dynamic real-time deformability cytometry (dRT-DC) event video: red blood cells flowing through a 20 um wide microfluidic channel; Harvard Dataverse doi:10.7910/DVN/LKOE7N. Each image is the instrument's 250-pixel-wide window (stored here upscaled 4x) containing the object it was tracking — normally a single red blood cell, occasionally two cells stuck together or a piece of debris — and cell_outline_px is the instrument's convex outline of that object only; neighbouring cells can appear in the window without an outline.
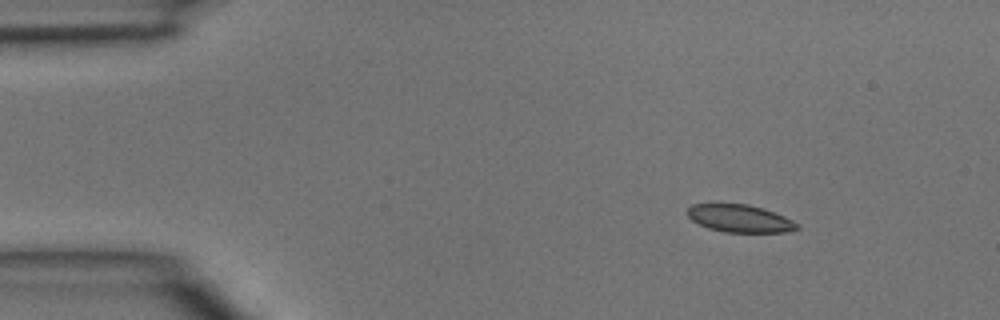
{"species": "common noctule bat (a hibernating species)", "species_latin": "Nyctalus noctula", "temperature_condition": "room temperature", "stored_images_in_passage": 41, "camera_frame_rate_fps": 3000, "um_per_image_px": 0.085, "animal": {"sex": "male", "body_mass_g": 15.6}, "frame": {"image": 1, "passage_image": 1, "time_ms": 0.0, "image_size_px": [1000, 320], "cell_outline_px": [[800, 228], [784, 232], [724, 232], [708, 228], [692, 220], [684, 212], [692, 204], [748, 204], [764, 208], [784, 216], [800, 224]], "centroid_in_image_um": [62.88, 18.57], "position_along_channel_um": 22.1, "area_um2": 17.69}}
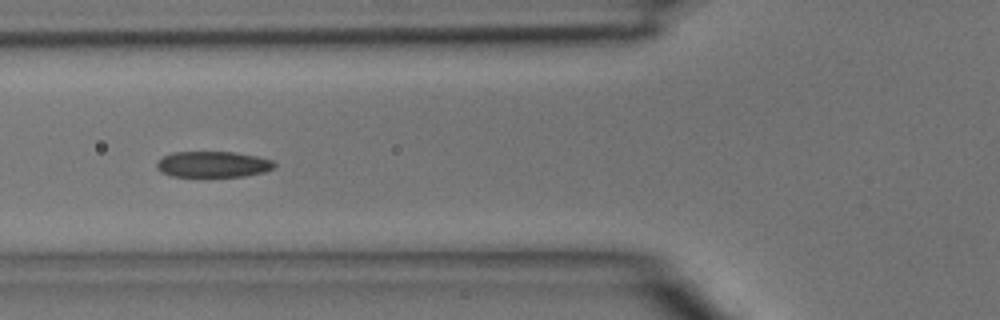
{"frame": {"image": 2, "passage_image": 12, "time_ms": 3.667, "image_size_px": [1000, 320], "cell_outline_px": [[276, 168], [264, 172], [244, 176], [172, 176], [160, 172], [156, 168], [156, 164], [164, 156], [172, 152], [236, 152], [256, 156], [272, 160], [276, 164]], "centroid_in_image_um": [18.12, 13.96], "position_along_channel_um": 107.7, "area_um2": 17.8}}
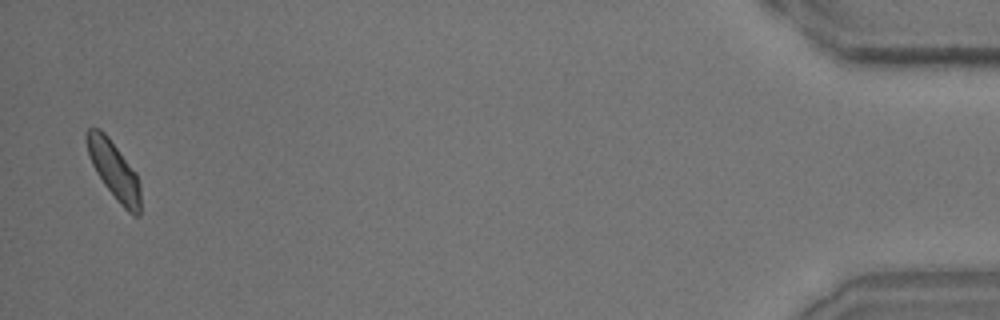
{"frame": {"image": 3, "passage_image": 40, "time_ms": 13.0, "image_size_px": [1000, 320], "cell_outline_px": [[140, 216], [132, 216], [116, 200], [104, 184], [96, 172], [88, 156], [84, 136], [84, 132], [88, 128], [100, 128], [108, 136], [136, 172], [140, 184]], "centroid_in_image_um": [9.67, 14.45], "position_along_channel_um": 425.5, "area_um2": 18.38}}